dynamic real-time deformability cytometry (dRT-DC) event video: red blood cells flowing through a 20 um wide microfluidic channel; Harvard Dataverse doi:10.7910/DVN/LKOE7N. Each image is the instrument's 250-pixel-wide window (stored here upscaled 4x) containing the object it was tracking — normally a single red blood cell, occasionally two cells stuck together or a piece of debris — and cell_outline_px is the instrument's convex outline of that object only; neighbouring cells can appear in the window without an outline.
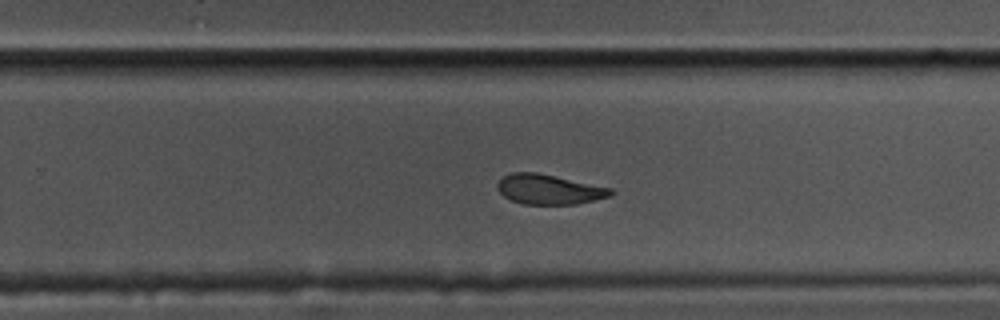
{"species": "common noctule bat (a hibernating species)", "species_latin": "Nyctalus noctula", "temperature_condition": "cold", "stored_images_in_passage": 58, "segment_of_instrument_passage": [1, 2], "camera_frame_rate_fps": 3000, "um_per_image_px": 0.085, "animal": {"sex": "male", "body_mass_g": 17.5, "forearm_length_mm": 52.3}, "frame": {"image": 1, "passage_image": 36, "time_ms": 11.667, "image_size_px": [1000, 320], "cell_outline_px": [[616, 192], [612, 196], [576, 204], [524, 204], [512, 200], [504, 196], [496, 188], [496, 184], [504, 176], [512, 172], [536, 172], [556, 176], [612, 188]], "centroid_in_image_um": [46.69, 16.09], "position_along_channel_um": 283.1, "area_um2": 19.77}}
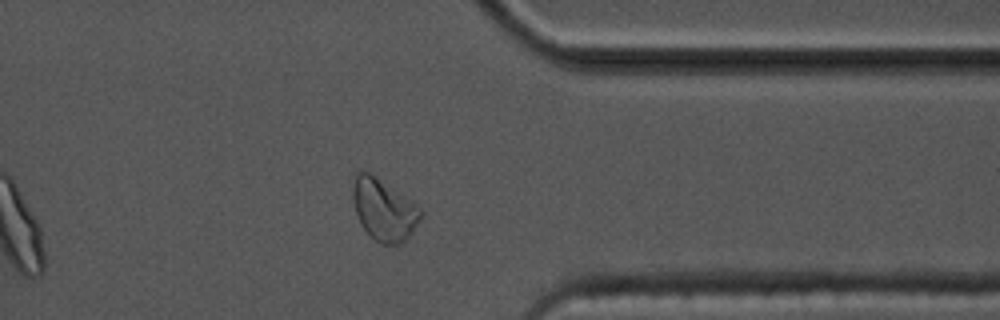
{"frame": {"image": 2, "passage_image": 45, "time_ms": 14.667, "image_size_px": [1000, 320], "cell_outline_px": [[424, 212], [412, 232], [400, 244], [380, 244], [360, 224], [356, 216], [352, 196], [352, 184], [356, 172], [360, 168], [368, 172], [412, 200]], "centroid_in_image_um": [32.6, 17.8], "position_along_channel_um": 378.8, "area_um2": 24.39}}
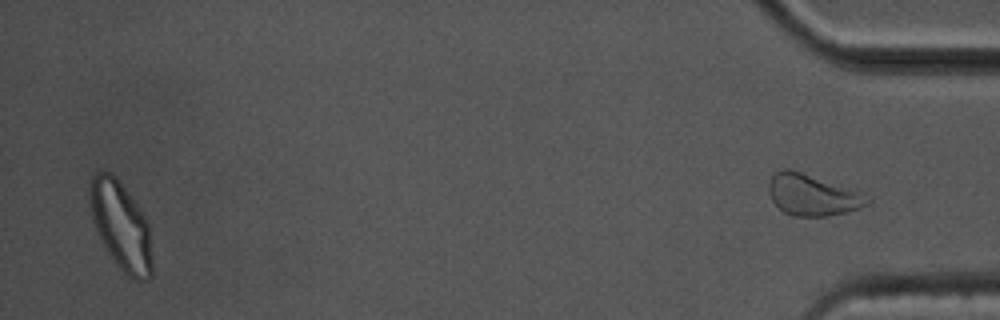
{"frame": {"image": 3, "passage_image": 56, "time_ms": 18.333, "image_size_px": [1000, 320], "cell_outline_px": [[152, 276], [148, 280], [136, 280], [128, 276], [116, 264], [104, 248], [96, 232], [92, 220], [88, 192], [88, 184], [92, 176], [96, 172], [112, 172], [116, 176], [144, 212], [148, 220], [152, 260]], "centroid_in_image_um": [10.27, 19.17], "position_along_channel_um": 424.9, "area_um2": 32.77}}